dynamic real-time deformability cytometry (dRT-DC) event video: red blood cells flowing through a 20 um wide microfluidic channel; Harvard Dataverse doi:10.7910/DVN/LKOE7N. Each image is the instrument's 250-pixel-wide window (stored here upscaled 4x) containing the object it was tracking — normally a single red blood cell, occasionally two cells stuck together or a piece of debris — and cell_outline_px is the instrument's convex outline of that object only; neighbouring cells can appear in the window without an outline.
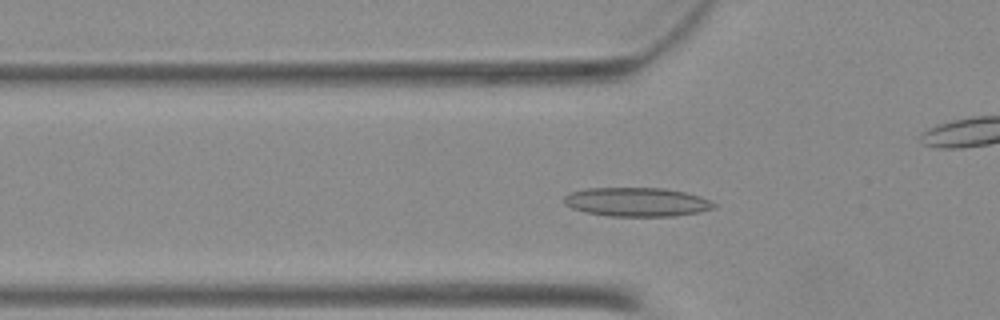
{"species": "Egyptian fruit bat (a non-hibernating species)", "species_latin": "Rousettus aegyptiacus", "temperature_condition": "warm", "stored_images_in_passage": 51, "camera_frame_rate_fps": 3000, "um_per_image_px": 0.085, "animal": {"sex": "female"}, "frame": {"image": 1, "passage_image": 17, "time_ms": 5.333, "image_size_px": [1000, 320], "cell_outline_px": [[716, 208], [700, 212], [672, 216], [612, 216], [584, 212], [572, 208], [564, 204], [564, 196], [572, 192], [588, 188], [664, 188], [684, 192], [700, 196], [716, 204]], "centroid_in_image_um": [54.14, 17.17], "position_along_channel_um": 71.7, "area_um2": 25.2}}
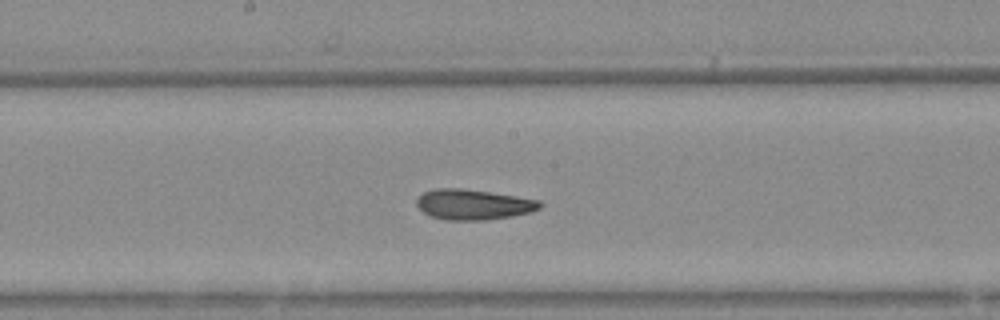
{"frame": {"image": 2, "passage_image": 27, "time_ms": 8.667, "image_size_px": [1000, 320], "cell_outline_px": [[544, 204], [540, 208], [532, 212], [512, 216], [484, 220], [448, 220], [432, 216], [424, 212], [416, 204], [416, 200], [424, 192], [436, 188], [464, 188], [516, 196], [540, 200]], "centroid_in_image_um": [40.27, 17.37], "position_along_channel_um": 207.9, "area_um2": 21.79}}
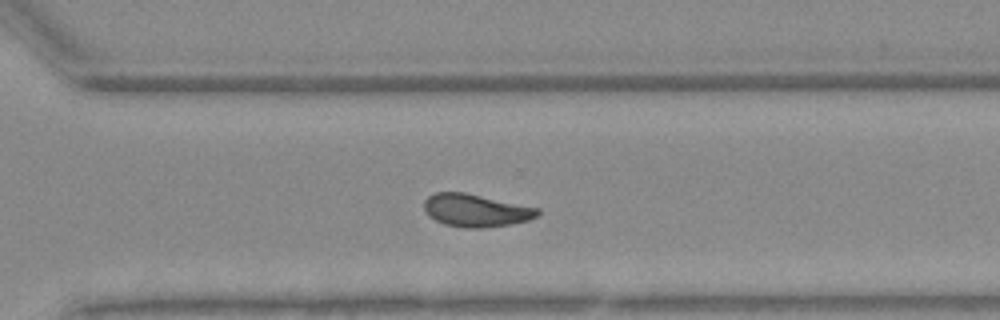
{"frame": {"image": 3, "passage_image": 36, "time_ms": 11.667, "image_size_px": [1000, 320], "cell_outline_px": [[540, 212], [536, 216], [528, 220], [512, 224], [480, 228], [464, 228], [444, 224], [428, 216], [424, 208], [424, 200], [432, 192], [464, 192], [540, 208]], "centroid_in_image_um": [40.42, 17.88], "position_along_channel_um": 330.2, "area_um2": 21.73}}